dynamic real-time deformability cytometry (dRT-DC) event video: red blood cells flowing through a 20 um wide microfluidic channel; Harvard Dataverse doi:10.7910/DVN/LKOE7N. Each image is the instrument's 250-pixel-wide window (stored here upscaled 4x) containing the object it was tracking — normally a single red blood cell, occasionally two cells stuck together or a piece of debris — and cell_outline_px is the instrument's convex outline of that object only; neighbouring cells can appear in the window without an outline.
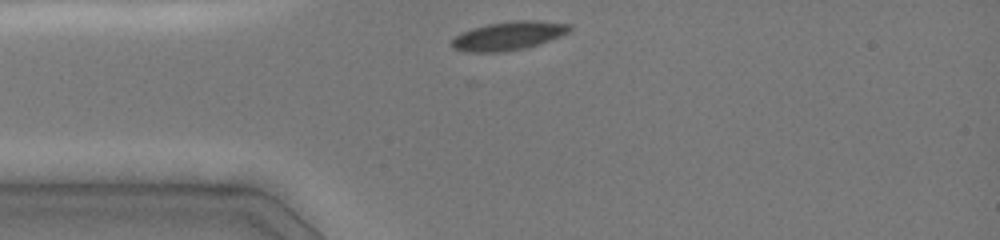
{"species": "common noctule bat (a hibernating species)", "species_latin": "Nyctalus noctula", "temperature_condition": "cold", "stored_images_in_passage": 20, "camera_frame_rate_fps": 3000, "um_per_image_px": 0.085, "animal": {"sex": "female", "body_mass_g": 19.0, "forearm_length_mm": 51.5}, "frame": {"image": 1, "passage_image": 1, "time_ms": 0.0, "image_size_px": [1000, 240], "cell_outline_px": [[572, 28], [568, 32], [560, 36], [540, 44], [524, 48], [500, 52], [464, 52], [452, 48], [452, 40], [460, 32], [472, 28], [488, 24], [516, 20], [536, 20], [572, 24]], "centroid_in_image_um": [43.22, 3.04], "position_along_channel_um": 41.8, "area_um2": 19.71}}
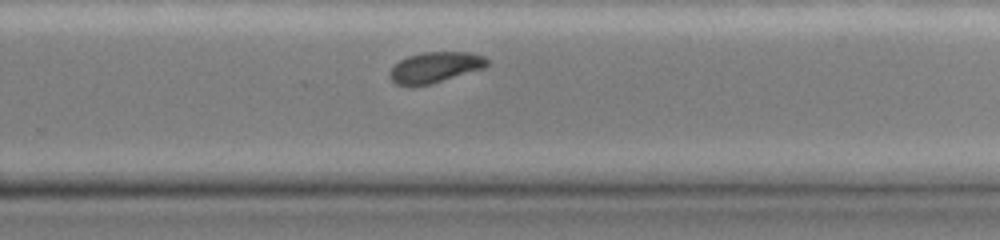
{"frame": {"image": 2, "passage_image": 14, "time_ms": 6.667, "image_size_px": [1000, 240], "cell_outline_px": [[488, 64], [484, 68], [428, 84], [412, 88], [396, 84], [388, 76], [388, 72], [400, 60], [408, 56], [424, 52], [468, 52], [484, 56], [488, 60]], "centroid_in_image_um": [36.94, 5.73], "position_along_channel_um": 292.9, "area_um2": 17.4}}
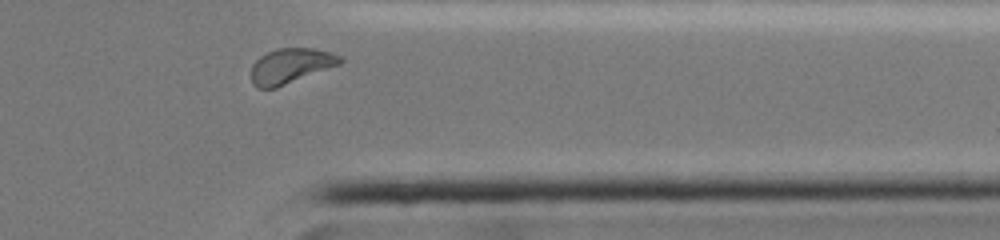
{"frame": {"image": 3, "passage_image": 19, "time_ms": 9.0, "image_size_px": [1000, 240], "cell_outline_px": [[344, 60], [340, 64], [276, 88], [256, 88], [252, 84], [252, 64], [260, 56], [276, 48], [316, 48], [340, 56]], "centroid_in_image_um": [24.69, 5.6], "position_along_channel_um": 386.7, "area_um2": 18.09}}